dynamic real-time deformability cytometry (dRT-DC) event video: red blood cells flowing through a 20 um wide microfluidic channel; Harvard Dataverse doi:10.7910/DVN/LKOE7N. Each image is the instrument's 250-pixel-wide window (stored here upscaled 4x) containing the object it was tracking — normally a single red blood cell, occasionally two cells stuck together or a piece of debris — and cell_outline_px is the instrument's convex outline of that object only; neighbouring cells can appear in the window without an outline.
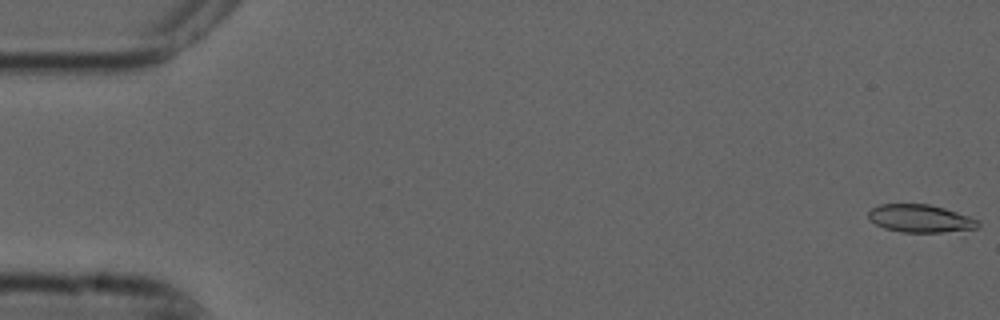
{"species": "common noctule bat (a hibernating species)", "species_latin": "Nyctalus noctula", "temperature_condition": "cold", "stored_images_in_passage": 8, "camera_frame_rate_fps": 3000, "um_per_image_px": 0.085, "animal": {"sex": "male", "forearm_length_mm": 52.5}, "frame": {"image": 1, "passage_image": 1, "time_ms": 0.0, "image_size_px": [1000, 320], "cell_outline_px": [[980, 224], [976, 228], [940, 232], [900, 232], [884, 228], [876, 224], [868, 216], [868, 212], [872, 208], [880, 204], [928, 204], [944, 208], [980, 220]], "centroid_in_image_um": [78.22, 18.57], "position_along_channel_um": 6.8, "area_um2": 17.57}}
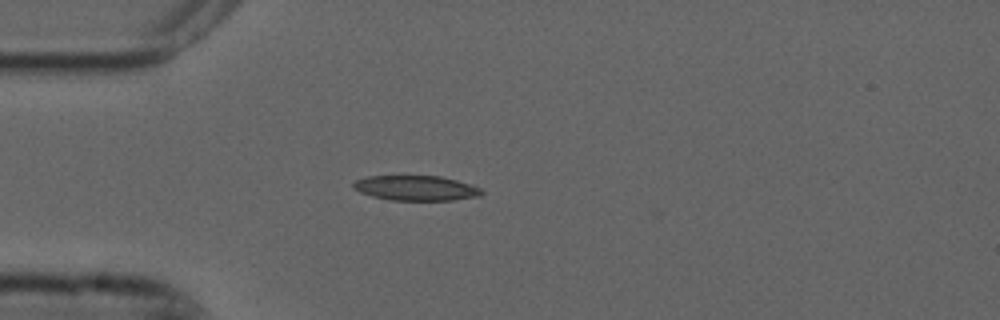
{"frame": {"image": 2, "passage_image": 5, "time_ms": 1.333, "image_size_px": [1000, 320], "cell_outline_px": [[484, 192], [480, 196], [452, 200], [392, 200], [372, 196], [360, 192], [352, 188], [352, 184], [356, 180], [364, 176], [440, 176], [456, 180], [480, 188]], "centroid_in_image_um": [35.32, 15.98], "position_along_channel_um": 49.7, "area_um2": 18.61}}